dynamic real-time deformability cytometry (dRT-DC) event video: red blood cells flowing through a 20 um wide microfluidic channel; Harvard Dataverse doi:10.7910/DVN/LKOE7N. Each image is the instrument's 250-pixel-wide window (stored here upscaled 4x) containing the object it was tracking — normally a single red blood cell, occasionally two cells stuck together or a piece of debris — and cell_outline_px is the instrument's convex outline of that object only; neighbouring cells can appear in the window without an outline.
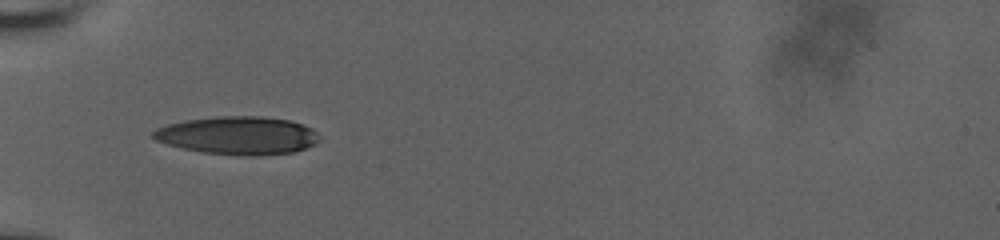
{"species": "human", "species_latin": "Homo sapiens", "temperature_condition": "room temperature", "stored_images_in_passage": 3, "camera_frame_rate_fps": 3000, "um_per_image_px": 0.085, "donor": {"sex": "male"}, "frame": {"image": 1, "passage_image": 1, "time_ms": 0.0, "image_size_px": [1000, 240], "cell_outline_px": [[320, 140], [316, 144], [292, 152], [256, 156], [248, 156], [204, 152], [184, 148], [168, 144], [156, 140], [152, 136], [152, 132], [156, 128], [168, 124], [184, 120], [216, 116], [264, 116], [292, 120], [312, 128], [320, 136]], "centroid_in_image_um": [20.26, 11.5], "position_along_channel_um": 64.7, "area_um2": 36.93}}